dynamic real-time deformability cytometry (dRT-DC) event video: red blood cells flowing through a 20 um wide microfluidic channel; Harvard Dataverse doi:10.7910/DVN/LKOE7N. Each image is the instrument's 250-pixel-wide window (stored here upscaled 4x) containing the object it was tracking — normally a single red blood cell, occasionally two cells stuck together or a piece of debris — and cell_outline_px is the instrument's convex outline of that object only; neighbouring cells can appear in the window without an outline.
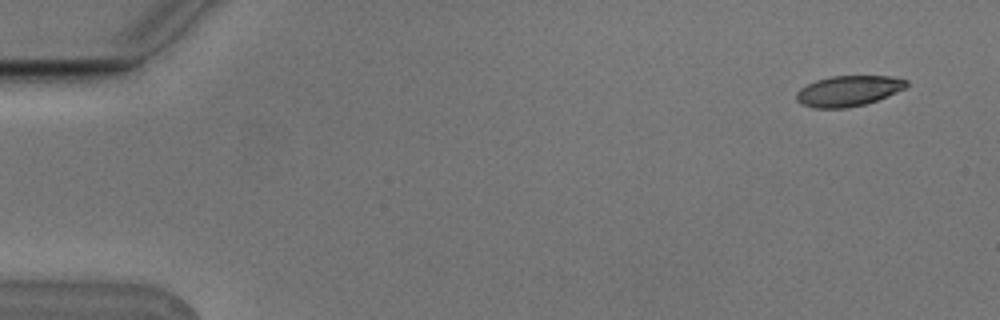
{"species": "Egyptian fruit bat (a non-hibernating species)", "species_latin": "Rousettus aegyptiacus", "temperature_condition": "cold", "stored_images_in_passage": 10, "camera_frame_rate_fps": 3000, "um_per_image_px": 0.085, "animal": {"sex": "male"}, "frame": {"image": 1, "passage_image": 1, "time_ms": 0.0, "image_size_px": [1000, 320], "cell_outline_px": [[908, 84], [904, 88], [888, 96], [864, 104], [848, 108], [816, 108], [800, 104], [796, 100], [796, 92], [800, 88], [816, 80], [832, 76], [892, 76], [908, 80]], "centroid_in_image_um": [72.09, 7.73], "position_along_channel_um": 12.9, "area_um2": 19.59}}
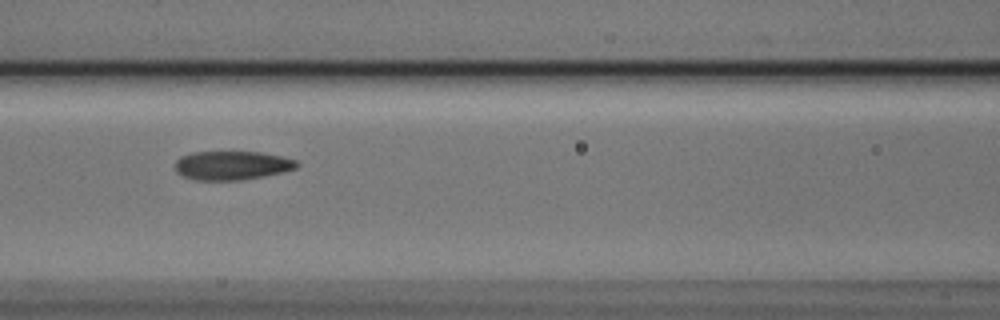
{"frame": {"image": 2, "passage_image": 7, "time_ms": 2.0, "image_size_px": [1000, 320], "cell_outline_px": [[300, 164], [296, 168], [284, 172], [240, 180], [196, 180], [184, 176], [176, 172], [176, 160], [180, 156], [192, 152], [260, 152], [280, 156], [296, 160]], "centroid_in_image_um": [19.71, 14.06], "position_along_channel_um": 146.9, "area_um2": 20.4}}
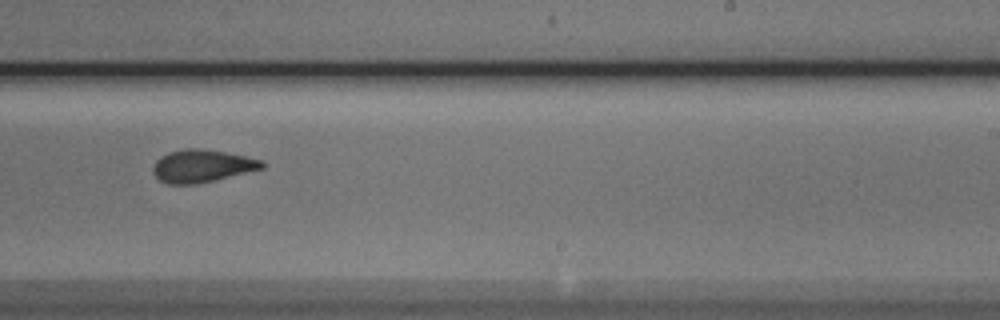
{"frame": {"image": 3, "passage_image": 10, "time_ms": 3.0, "image_size_px": [1000, 320], "cell_outline_px": [[264, 168], [196, 184], [168, 184], [160, 180], [152, 172], [152, 168], [156, 160], [160, 156], [168, 152], [184, 148], [196, 148], [224, 152], [244, 156], [260, 160], [264, 164]], "centroid_in_image_um": [17.11, 14.1], "position_along_channel_um": 271.9, "area_um2": 20.46}}